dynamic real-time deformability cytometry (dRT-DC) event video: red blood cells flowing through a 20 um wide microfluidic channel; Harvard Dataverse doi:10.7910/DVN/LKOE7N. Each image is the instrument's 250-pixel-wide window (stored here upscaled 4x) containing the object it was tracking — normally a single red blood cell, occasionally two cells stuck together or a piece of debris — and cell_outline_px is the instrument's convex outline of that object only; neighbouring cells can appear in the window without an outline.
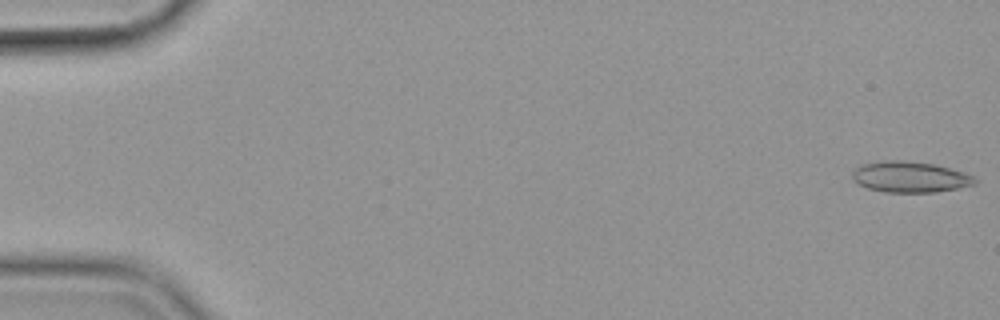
{"species": "common noctule bat (a hibernating species)", "species_latin": "Nyctalus noctula", "temperature_condition": "cold", "stored_images_in_passage": 56, "camera_frame_rate_fps": 3000, "um_per_image_px": 0.085, "animal": {"sex": "female", "body_mass_g": 19.9}, "frame": {"image": 1, "passage_image": 1, "time_ms": 0.0, "image_size_px": [1000, 320], "cell_outline_px": [[980, 180], [976, 184], [936, 192], [884, 192], [868, 188], [860, 184], [852, 176], [852, 172], [856, 168], [864, 164], [888, 160], [904, 160], [936, 164], [964, 172]], "centroid_in_image_um": [77.41, 15.04], "position_along_channel_um": 7.6, "area_um2": 21.96}}
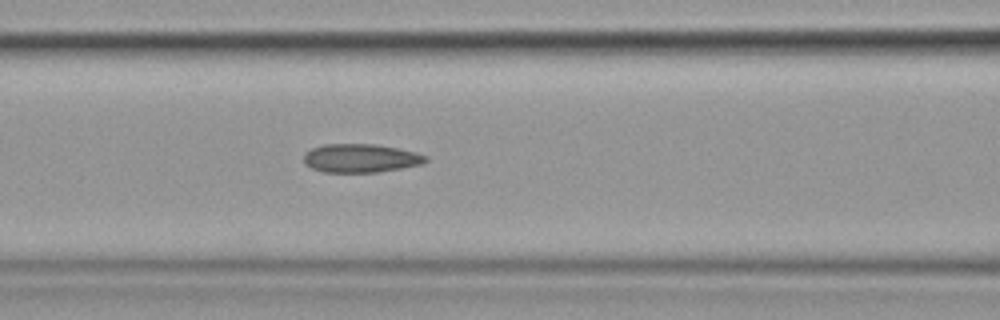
{"frame": {"image": 2, "passage_image": 24, "time_ms": 7.667, "image_size_px": [1000, 320], "cell_outline_px": [[428, 160], [420, 164], [400, 168], [376, 172], [324, 172], [312, 168], [304, 164], [304, 152], [312, 148], [324, 144], [376, 144], [416, 152], [428, 156]], "centroid_in_image_um": [30.63, 13.44], "position_along_channel_um": 136.0, "area_um2": 20.23}}
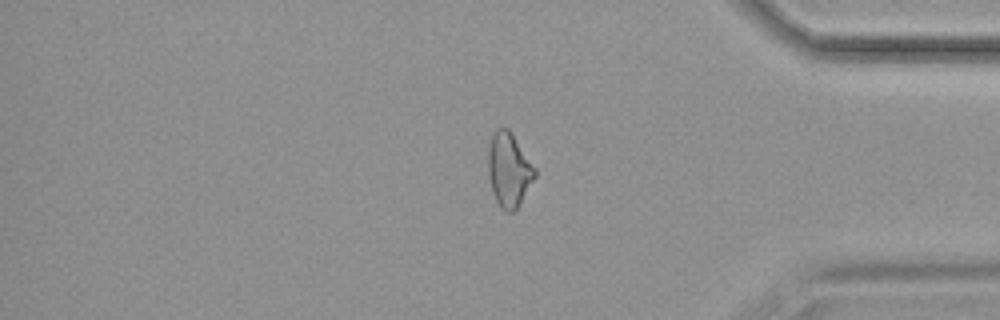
{"frame": {"image": 3, "passage_image": 47, "time_ms": 15.333, "image_size_px": [1000, 320], "cell_outline_px": [[536, 176], [516, 208], [512, 212], [508, 212], [500, 208], [492, 192], [488, 176], [488, 148], [492, 136], [496, 128], [508, 128], [536, 168]], "centroid_in_image_um": [43.24, 14.43], "position_along_channel_um": 392.0, "area_um2": 20.0}, "authors_computed_cell_mechanics": {"area_um2": 20.8658, "velocity_mm_per_s": 3.6062, "shape_relaxation_time_tau1_ms": null, "shape_relaxation_time_tau2_ms": 2.6032, "deformation_change_tau1": null, "deformation_change_tau2": 0.1154}}